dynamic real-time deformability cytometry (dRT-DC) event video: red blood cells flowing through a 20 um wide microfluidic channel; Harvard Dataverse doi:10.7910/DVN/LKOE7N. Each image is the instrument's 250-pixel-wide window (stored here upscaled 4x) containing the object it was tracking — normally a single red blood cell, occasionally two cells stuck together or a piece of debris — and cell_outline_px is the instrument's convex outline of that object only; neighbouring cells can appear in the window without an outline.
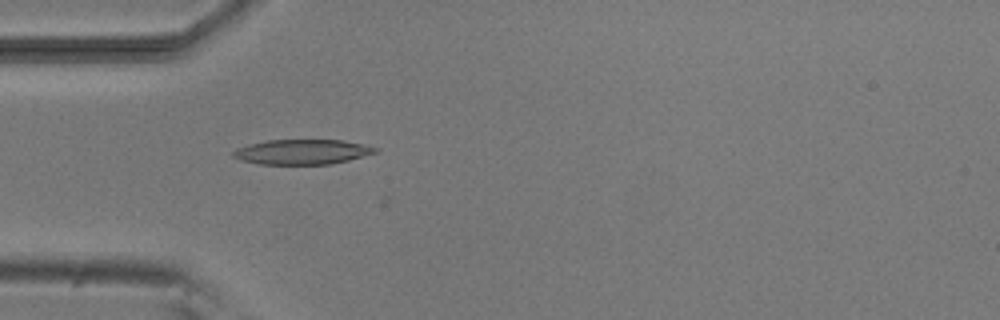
{"species": "common noctule bat (a hibernating species)", "species_latin": "Nyctalus noctula", "temperature_condition": "room temperature", "stored_images_in_passage": 6, "camera_frame_rate_fps": 3000, "um_per_image_px": 0.085, "animal": {"sex": "male", "body_mass_g": 20.5, "forearm_length_mm": 52.5}, "frame": {"image": 1, "passage_image": 6, "time_ms": 6.0, "image_size_px": [1000, 320], "cell_outline_px": [[380, 148], [376, 152], [348, 160], [332, 164], [260, 164], [240, 160], [232, 156], [232, 152], [236, 148], [248, 144], [268, 140], [344, 140], [364, 144]], "centroid_in_image_um": [25.67, 12.9], "position_along_channel_um": 59.3, "area_um2": 20.69}}